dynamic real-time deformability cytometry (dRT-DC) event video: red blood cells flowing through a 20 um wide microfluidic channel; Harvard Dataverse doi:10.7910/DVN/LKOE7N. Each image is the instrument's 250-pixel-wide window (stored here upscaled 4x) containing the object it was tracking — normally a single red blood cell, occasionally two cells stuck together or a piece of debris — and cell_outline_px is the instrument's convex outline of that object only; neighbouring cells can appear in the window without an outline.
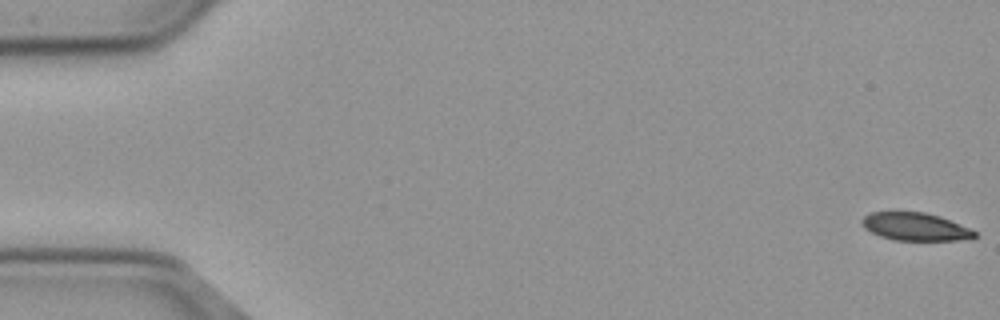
{"species": "common noctule bat (a hibernating species)", "species_latin": "Nyctalus noctula", "temperature_condition": "cold", "stored_images_in_passage": 14, "camera_frame_rate_fps": 3000, "um_per_image_px": 0.085, "animal": {"sex": "male", "body_mass_g": 23.1, "forearm_length_mm": 52.7}, "frame": {"image": 1, "passage_image": 1, "time_ms": 0.0, "image_size_px": [1000, 320], "cell_outline_px": [[976, 236], [956, 240], [896, 240], [880, 236], [864, 228], [860, 220], [864, 216], [872, 212], [924, 212], [940, 216], [968, 228], [976, 232]], "centroid_in_image_um": [77.74, 19.26], "position_along_channel_um": 7.3, "area_um2": 17.98}}